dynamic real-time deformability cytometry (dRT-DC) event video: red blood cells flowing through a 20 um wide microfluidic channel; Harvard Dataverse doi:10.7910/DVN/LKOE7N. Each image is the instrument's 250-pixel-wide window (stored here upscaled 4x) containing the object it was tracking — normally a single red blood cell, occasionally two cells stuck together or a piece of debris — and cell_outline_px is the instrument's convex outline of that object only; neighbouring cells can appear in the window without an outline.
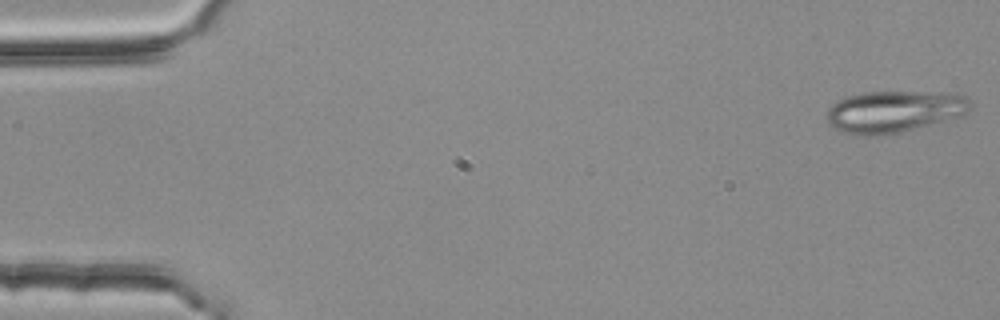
{"species": "common noctule bat (a hibernating species)", "species_latin": "Nyctalus noctula", "temperature_condition": "room temperature", "stored_images_in_passage": 54, "camera_frame_rate_fps": 3000, "um_per_image_px": 0.085, "animal": {"sex": "female", "body_mass_g": 25.1}, "frame": {"image": 1, "passage_image": 1, "time_ms": 0.0, "image_size_px": [1000, 320], "cell_outline_px": [[972, 108], [964, 116], [900, 132], [876, 136], [856, 136], [832, 128], [828, 124], [824, 116], [828, 108], [836, 100], [860, 92], [956, 92], [972, 100]], "centroid_in_image_um": [76.01, 9.48], "position_along_channel_um": 9.0, "area_um2": 35.89}}
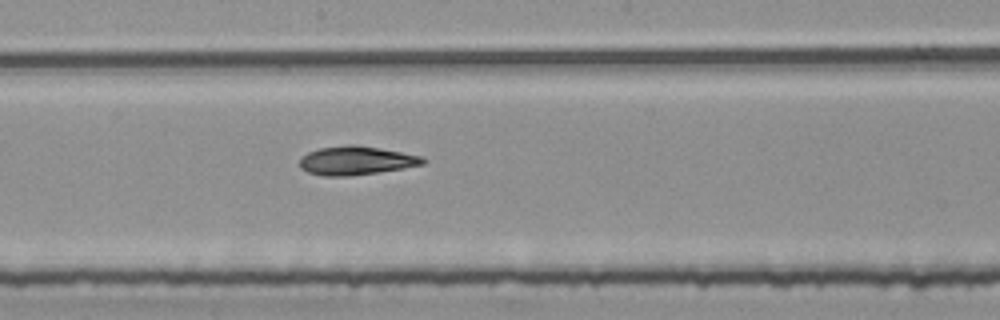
{"frame": {"image": 2, "passage_image": 29, "time_ms": 9.333, "image_size_px": [1000, 320], "cell_outline_px": [[428, 160], [424, 164], [376, 172], [348, 176], [324, 176], [308, 172], [300, 168], [300, 156], [308, 152], [320, 148], [348, 144], [352, 144], [380, 148], [424, 156]], "centroid_in_image_um": [30.27, 13.63], "position_along_channel_um": 217.9, "area_um2": 20.58}}
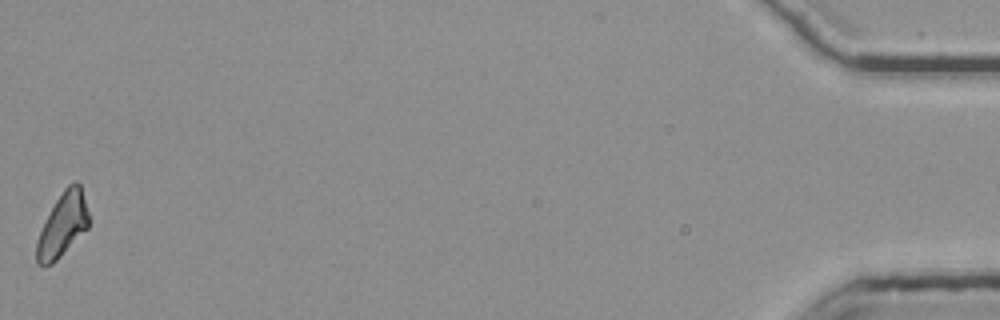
{"frame": {"image": 3, "passage_image": 54, "time_ms": 17.667, "image_size_px": [1000, 320], "cell_outline_px": [[88, 228], [52, 264], [36, 264], [36, 240], [56, 200], [64, 188], [68, 184], [76, 180], [80, 184], [88, 212]], "centroid_in_image_um": [5.32, 19.1], "position_along_channel_um": 429.9, "area_um2": 18.9}, "authors_computed_cell_mechanics": {"area_um2": 20.519, "velocity_mm_per_s": 3.7522, "shape_relaxation_time_tau1_ms": 5.5381, "shape_relaxation_time_tau2_ms": 3.7357, "deformation_change_tau1": 0.1548, "deformation_change_tau2": 0.1129}}